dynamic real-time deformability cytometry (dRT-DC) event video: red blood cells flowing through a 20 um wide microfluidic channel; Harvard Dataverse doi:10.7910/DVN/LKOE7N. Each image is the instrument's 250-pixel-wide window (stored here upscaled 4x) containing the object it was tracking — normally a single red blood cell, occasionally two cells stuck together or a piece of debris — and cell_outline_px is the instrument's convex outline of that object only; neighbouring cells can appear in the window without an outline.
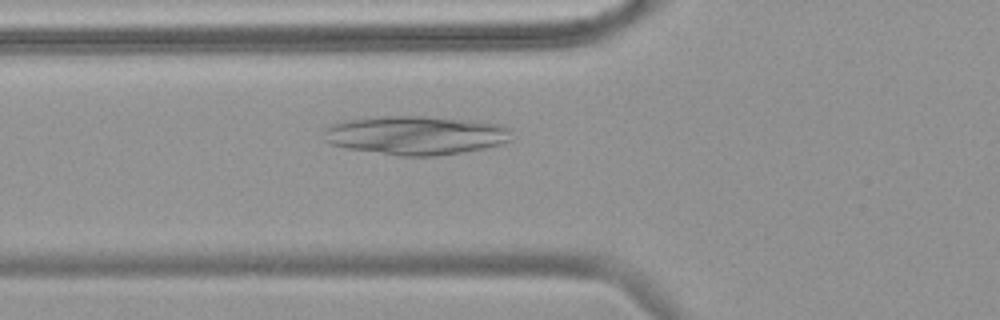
{"species": "common noctule bat (a hibernating species)", "species_latin": "Nyctalus noctula", "temperature_condition": "warm", "stored_images_in_passage": 54, "camera_frame_rate_fps": 3000, "um_per_image_px": 0.085, "animal": {"sex": "female", "body_mass_g": 18.4}, "frame": {"image": 1, "passage_image": 20, "time_ms": 6.333, "image_size_px": [1000, 320], "cell_outline_px": [[512, 140], [500, 144], [484, 148], [464, 152], [436, 156], [400, 156], [348, 148], [328, 144], [324, 140], [324, 128], [328, 124], [340, 120], [376, 116], [424, 116], [476, 120], [500, 124], [512, 128]], "centroid_in_image_um": [35.33, 11.48], "position_along_channel_um": 90.5, "area_um2": 43.35}}
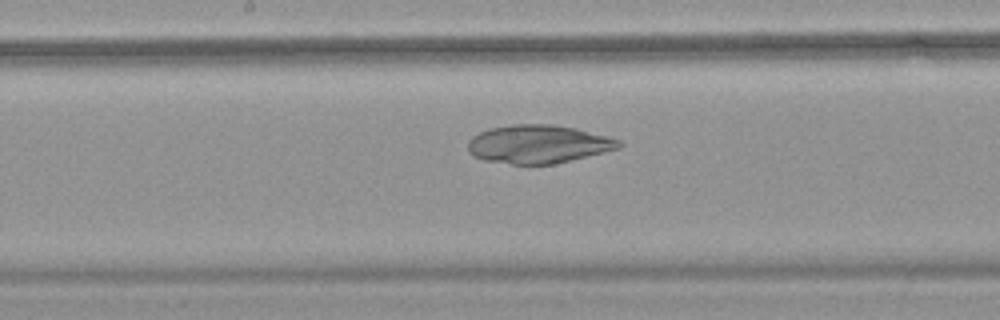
{"frame": {"image": 2, "passage_image": 29, "time_ms": 9.333, "image_size_px": [1000, 320], "cell_outline_px": [[624, 144], [620, 148], [604, 152], [552, 164], [512, 164], [484, 160], [472, 156], [468, 152], [468, 140], [472, 136], [488, 128], [508, 124], [552, 124], [576, 128], [620, 140]], "centroid_in_image_um": [45.71, 12.24], "position_along_channel_um": 202.5, "area_um2": 33.81}}
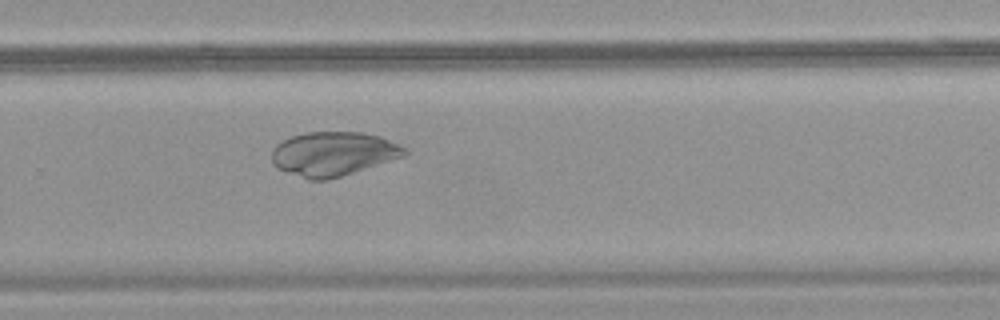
{"frame": {"image": 3, "passage_image": 37, "time_ms": 12.0, "image_size_px": [1000, 320], "cell_outline_px": [[408, 152], [404, 156], [328, 180], [308, 180], [276, 168], [272, 164], [272, 148], [276, 144], [292, 136], [308, 132], [360, 132], [380, 136], [400, 144], [408, 148]], "centroid_in_image_um": [28.32, 13.07], "position_along_channel_um": 301.5, "area_um2": 34.22}}